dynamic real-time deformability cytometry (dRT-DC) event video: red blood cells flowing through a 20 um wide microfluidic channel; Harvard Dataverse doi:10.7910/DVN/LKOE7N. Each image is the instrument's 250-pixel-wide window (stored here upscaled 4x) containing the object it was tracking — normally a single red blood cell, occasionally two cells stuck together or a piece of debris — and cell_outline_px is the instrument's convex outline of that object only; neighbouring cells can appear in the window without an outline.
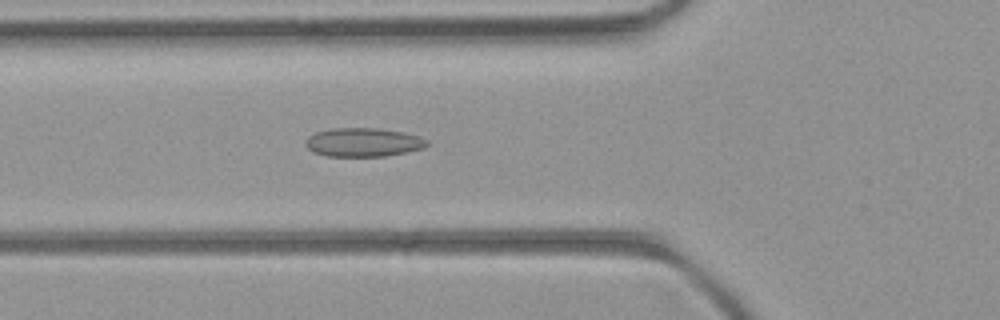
{"species": "common noctule bat (a hibernating species)", "species_latin": "Nyctalus noctula", "temperature_condition": "room temperature", "stored_images_in_passage": 49, "camera_frame_rate_fps": 3000, "um_per_image_px": 0.085, "animal": {"sex": "female", "body_mass_g": 21.9}, "frame": {"image": 1, "passage_image": 17, "time_ms": 5.333, "image_size_px": [1000, 320], "cell_outline_px": [[428, 144], [424, 148], [384, 156], [328, 156], [316, 152], [308, 148], [304, 144], [308, 136], [316, 132], [332, 128], [380, 128], [404, 132], [420, 136], [428, 140]], "centroid_in_image_um": [30.9, 12.08], "position_along_channel_um": 94.9, "area_um2": 20.29}}
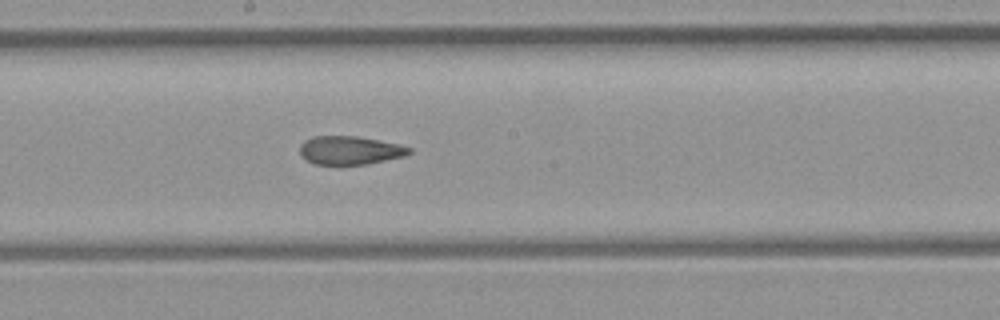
{"frame": {"image": 2, "passage_image": 26, "time_ms": 8.333, "image_size_px": [1000, 320], "cell_outline_px": [[412, 152], [404, 156], [368, 164], [312, 164], [300, 156], [300, 144], [304, 140], [312, 136], [356, 136], [400, 144], [412, 148]], "centroid_in_image_um": [29.72, 12.77], "position_along_channel_um": 218.5, "area_um2": 18.26}}
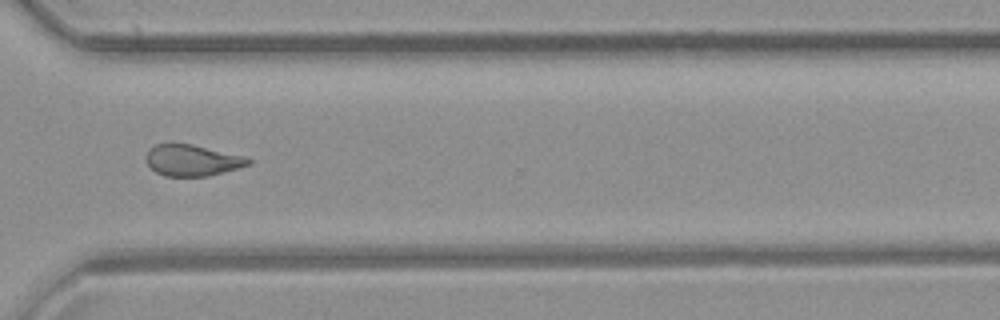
{"frame": {"image": 3, "passage_image": 36, "time_ms": 11.667, "image_size_px": [1000, 320], "cell_outline_px": [[252, 164], [240, 168], [208, 176], [164, 176], [156, 172], [144, 160], [144, 156], [148, 148], [156, 144], [192, 144], [244, 156], [252, 160]], "centroid_in_image_um": [16.33, 13.63], "position_along_channel_um": 354.3, "area_um2": 18.79}, "authors_computed_cell_mechanics": {"area_um2": 19.652, "velocity_mm_per_s": 4.087, "shape_relaxation_time_tau1_ms": null, "shape_relaxation_time_tau2_ms": 2.5924, "deformation_change_tau1": null, "deformation_change_tau2": 0.0845}}